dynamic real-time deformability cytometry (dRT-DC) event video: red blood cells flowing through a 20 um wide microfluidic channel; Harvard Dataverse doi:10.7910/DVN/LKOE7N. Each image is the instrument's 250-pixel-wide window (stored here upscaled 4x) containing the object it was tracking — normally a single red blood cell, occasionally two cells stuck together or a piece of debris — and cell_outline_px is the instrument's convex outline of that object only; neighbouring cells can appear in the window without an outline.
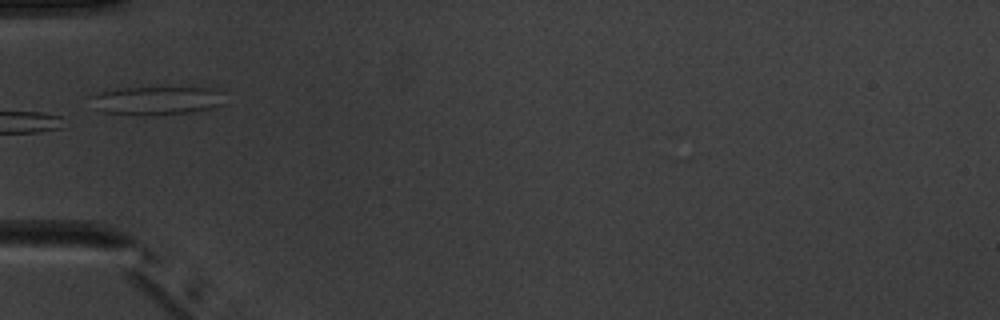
{"species": "common noctule bat (a hibernating species)", "species_latin": "Nyctalus noctula", "temperature_condition": "warm", "stored_images_in_passage": 6, "camera_frame_rate_fps": 3000, "um_per_image_px": 0.085, "animal": {"sex": "male", "body_mass_g": 20.1, "forearm_length_mm": 53.5}, "frame": {"image": 1, "passage_image": 5, "time_ms": 5.667, "image_size_px": [1000, 320], "cell_outline_px": [[224, 104], [212, 108], [192, 112], [104, 112], [96, 108], [88, 96], [100, 92], [120, 88], [212, 88], [220, 92]], "centroid_in_image_um": [13.33, 8.49], "position_along_channel_um": 71.7, "area_um2": 20.87}}
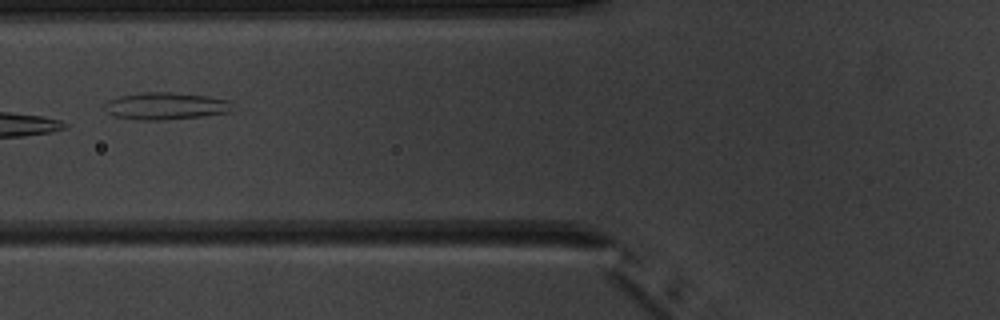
{"frame": {"image": 2, "passage_image": 6, "time_ms": 6.667, "image_size_px": [1000, 320], "cell_outline_px": [[236, 108], [232, 112], [200, 116], [164, 120], [136, 120], [112, 116], [108, 112], [104, 104], [108, 100], [116, 96], [140, 92], [172, 92], [208, 96], [228, 100]], "centroid_in_image_um": [14.08, 9.01], "position_along_channel_um": 111.7, "area_um2": 20.58}}